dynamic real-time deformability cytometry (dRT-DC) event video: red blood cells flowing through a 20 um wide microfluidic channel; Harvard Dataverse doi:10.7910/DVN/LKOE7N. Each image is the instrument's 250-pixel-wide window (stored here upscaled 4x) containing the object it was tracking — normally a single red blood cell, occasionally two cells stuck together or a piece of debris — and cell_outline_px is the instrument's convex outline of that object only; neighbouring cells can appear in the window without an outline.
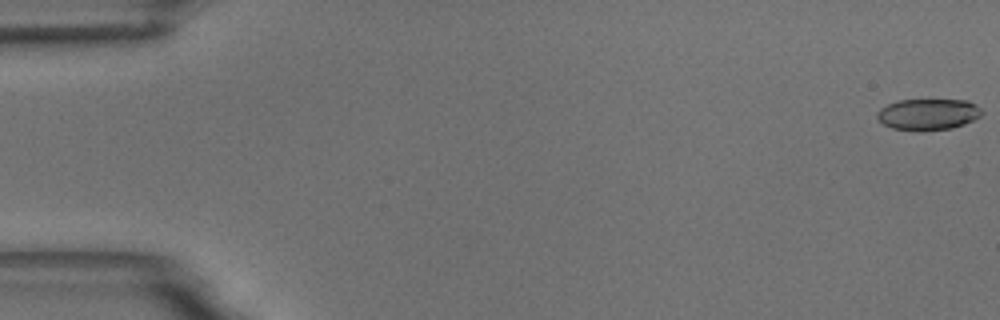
{"species": "common noctule bat (a hibernating species)", "species_latin": "Nyctalus noctula", "temperature_condition": "room temperature", "stored_images_in_passage": 56, "camera_frame_rate_fps": 3000, "um_per_image_px": 0.085, "animal": {"sex": "male", "body_mass_g": 18.8}, "frame": {"image": 1, "passage_image": 1, "time_ms": 0.0, "image_size_px": [1000, 320], "cell_outline_px": [[984, 112], [980, 116], [964, 124], [952, 128], [924, 132], [920, 132], [892, 128], [884, 124], [876, 116], [876, 112], [880, 108], [896, 100], [968, 100], [976, 104]], "centroid_in_image_um": [78.88, 9.73], "position_along_channel_um": 6.1, "area_um2": 19.36}}
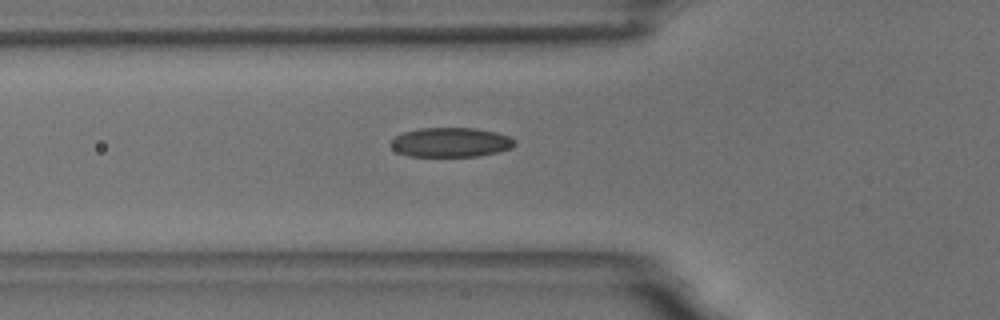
{"frame": {"image": 2, "passage_image": 20, "time_ms": 6.333, "image_size_px": [1000, 320], "cell_outline_px": [[516, 144], [512, 148], [496, 152], [476, 156], [408, 156], [396, 152], [388, 144], [396, 136], [404, 132], [420, 128], [476, 128], [496, 132], [508, 136], [516, 140]], "centroid_in_image_um": [38.3, 12.09], "position_along_channel_um": 87.5, "area_um2": 21.33}}
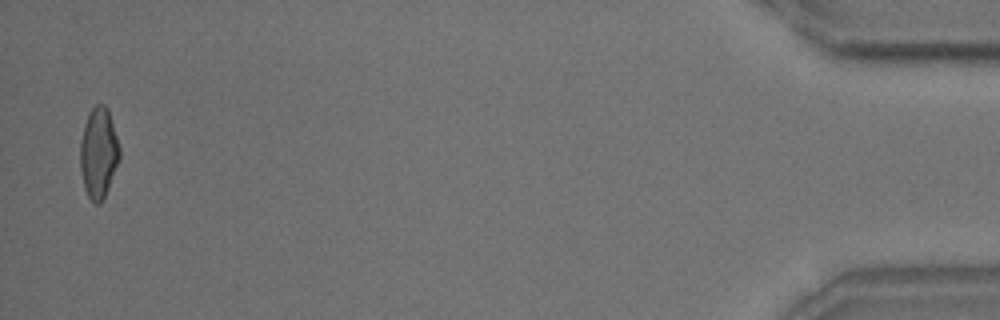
{"frame": {"image": 3, "passage_image": 55, "time_ms": 18.0, "image_size_px": [1000, 320], "cell_outline_px": [[120, 160], [108, 188], [100, 204], [96, 204], [88, 196], [84, 188], [80, 168], [80, 140], [84, 124], [92, 108], [96, 104], [104, 104], [108, 108], [120, 148]], "centroid_in_image_um": [8.38, 12.99], "position_along_channel_um": 426.8, "area_um2": 20.81}, "authors_computed_cell_mechanics": {"area_um2": 20.7502, "velocity_mm_per_s": 3.6675, "shape_relaxation_time_tau1_ms": 4.7371, "shape_relaxation_time_tau2_ms": 1.786, "deformation_change_tau1": 0.1426, "deformation_change_tau2": 0.0815}}